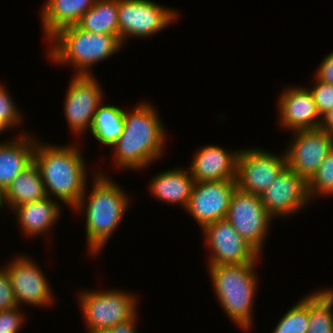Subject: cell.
<instances>
[{"label": "cell", "instance_id": "38", "mask_svg": "<svg viewBox=\"0 0 333 333\" xmlns=\"http://www.w3.org/2000/svg\"><path fill=\"white\" fill-rule=\"evenodd\" d=\"M0 200H5V195L3 190H0Z\"/></svg>", "mask_w": 333, "mask_h": 333}, {"label": "cell", "instance_id": "16", "mask_svg": "<svg viewBox=\"0 0 333 333\" xmlns=\"http://www.w3.org/2000/svg\"><path fill=\"white\" fill-rule=\"evenodd\" d=\"M279 95L276 106L280 127L291 132L319 129L321 115L308 85L287 86Z\"/></svg>", "mask_w": 333, "mask_h": 333}, {"label": "cell", "instance_id": "23", "mask_svg": "<svg viewBox=\"0 0 333 333\" xmlns=\"http://www.w3.org/2000/svg\"><path fill=\"white\" fill-rule=\"evenodd\" d=\"M104 103L98 106L89 133L100 145L111 148L123 133L125 108Z\"/></svg>", "mask_w": 333, "mask_h": 333}, {"label": "cell", "instance_id": "33", "mask_svg": "<svg viewBox=\"0 0 333 333\" xmlns=\"http://www.w3.org/2000/svg\"><path fill=\"white\" fill-rule=\"evenodd\" d=\"M139 313H137L132 319L124 322L117 324L116 326H113L112 328L108 329L109 333H139L138 331V320L139 318Z\"/></svg>", "mask_w": 333, "mask_h": 333}, {"label": "cell", "instance_id": "13", "mask_svg": "<svg viewBox=\"0 0 333 333\" xmlns=\"http://www.w3.org/2000/svg\"><path fill=\"white\" fill-rule=\"evenodd\" d=\"M291 135L284 150L287 167L308 182L333 150V136L321 129L299 130Z\"/></svg>", "mask_w": 333, "mask_h": 333}, {"label": "cell", "instance_id": "2", "mask_svg": "<svg viewBox=\"0 0 333 333\" xmlns=\"http://www.w3.org/2000/svg\"><path fill=\"white\" fill-rule=\"evenodd\" d=\"M101 171L94 170L91 191L86 185L79 203L72 209L75 214L84 215L87 251L93 258L101 255L132 205L125 189Z\"/></svg>", "mask_w": 333, "mask_h": 333}, {"label": "cell", "instance_id": "4", "mask_svg": "<svg viewBox=\"0 0 333 333\" xmlns=\"http://www.w3.org/2000/svg\"><path fill=\"white\" fill-rule=\"evenodd\" d=\"M47 44L46 58L59 67L71 65L74 75H94L95 65L124 48L116 35L91 33L78 25L59 30Z\"/></svg>", "mask_w": 333, "mask_h": 333}, {"label": "cell", "instance_id": "25", "mask_svg": "<svg viewBox=\"0 0 333 333\" xmlns=\"http://www.w3.org/2000/svg\"><path fill=\"white\" fill-rule=\"evenodd\" d=\"M309 327L307 333H333V289L308 293Z\"/></svg>", "mask_w": 333, "mask_h": 333}, {"label": "cell", "instance_id": "7", "mask_svg": "<svg viewBox=\"0 0 333 333\" xmlns=\"http://www.w3.org/2000/svg\"><path fill=\"white\" fill-rule=\"evenodd\" d=\"M119 39L123 46L129 38L147 39L179 21L182 16L153 0H118Z\"/></svg>", "mask_w": 333, "mask_h": 333}, {"label": "cell", "instance_id": "9", "mask_svg": "<svg viewBox=\"0 0 333 333\" xmlns=\"http://www.w3.org/2000/svg\"><path fill=\"white\" fill-rule=\"evenodd\" d=\"M70 78L63 109L71 135L78 141L84 133H89L94 114L106 96L95 74H72Z\"/></svg>", "mask_w": 333, "mask_h": 333}, {"label": "cell", "instance_id": "27", "mask_svg": "<svg viewBox=\"0 0 333 333\" xmlns=\"http://www.w3.org/2000/svg\"><path fill=\"white\" fill-rule=\"evenodd\" d=\"M307 192L311 203L314 198L333 196V150L307 182Z\"/></svg>", "mask_w": 333, "mask_h": 333}, {"label": "cell", "instance_id": "20", "mask_svg": "<svg viewBox=\"0 0 333 333\" xmlns=\"http://www.w3.org/2000/svg\"><path fill=\"white\" fill-rule=\"evenodd\" d=\"M173 168L160 171L150 179L149 194L160 202L178 205L185 210L195 182L189 168L181 166Z\"/></svg>", "mask_w": 333, "mask_h": 333}, {"label": "cell", "instance_id": "18", "mask_svg": "<svg viewBox=\"0 0 333 333\" xmlns=\"http://www.w3.org/2000/svg\"><path fill=\"white\" fill-rule=\"evenodd\" d=\"M62 204L59 201L45 197L44 199L28 202L16 206L10 214L13 213L21 233L25 238L44 237L52 232L59 217L62 216ZM62 210V211H61Z\"/></svg>", "mask_w": 333, "mask_h": 333}, {"label": "cell", "instance_id": "12", "mask_svg": "<svg viewBox=\"0 0 333 333\" xmlns=\"http://www.w3.org/2000/svg\"><path fill=\"white\" fill-rule=\"evenodd\" d=\"M287 167L285 152L276 154L263 148H241L237 158L236 187L261 195Z\"/></svg>", "mask_w": 333, "mask_h": 333}, {"label": "cell", "instance_id": "29", "mask_svg": "<svg viewBox=\"0 0 333 333\" xmlns=\"http://www.w3.org/2000/svg\"><path fill=\"white\" fill-rule=\"evenodd\" d=\"M312 86L308 87L311 91L317 110L322 116L328 110L333 109V85L318 80L313 75Z\"/></svg>", "mask_w": 333, "mask_h": 333}, {"label": "cell", "instance_id": "6", "mask_svg": "<svg viewBox=\"0 0 333 333\" xmlns=\"http://www.w3.org/2000/svg\"><path fill=\"white\" fill-rule=\"evenodd\" d=\"M77 294L85 329L108 330L132 319L139 311L140 298L129 290L88 288Z\"/></svg>", "mask_w": 333, "mask_h": 333}, {"label": "cell", "instance_id": "34", "mask_svg": "<svg viewBox=\"0 0 333 333\" xmlns=\"http://www.w3.org/2000/svg\"><path fill=\"white\" fill-rule=\"evenodd\" d=\"M319 129L333 136V109L328 110L321 116Z\"/></svg>", "mask_w": 333, "mask_h": 333}, {"label": "cell", "instance_id": "22", "mask_svg": "<svg viewBox=\"0 0 333 333\" xmlns=\"http://www.w3.org/2000/svg\"><path fill=\"white\" fill-rule=\"evenodd\" d=\"M6 208L11 212L16 206L48 197L38 167L34 162L17 175L4 192Z\"/></svg>", "mask_w": 333, "mask_h": 333}, {"label": "cell", "instance_id": "8", "mask_svg": "<svg viewBox=\"0 0 333 333\" xmlns=\"http://www.w3.org/2000/svg\"><path fill=\"white\" fill-rule=\"evenodd\" d=\"M14 256L3 267L10 277L18 307L30 305L33 308H49L54 305L55 294L49 278L38 266L39 262L23 253Z\"/></svg>", "mask_w": 333, "mask_h": 333}, {"label": "cell", "instance_id": "21", "mask_svg": "<svg viewBox=\"0 0 333 333\" xmlns=\"http://www.w3.org/2000/svg\"><path fill=\"white\" fill-rule=\"evenodd\" d=\"M96 0H46L42 4L40 23L44 40L48 41L59 30L77 25L81 17L94 6Z\"/></svg>", "mask_w": 333, "mask_h": 333}, {"label": "cell", "instance_id": "31", "mask_svg": "<svg viewBox=\"0 0 333 333\" xmlns=\"http://www.w3.org/2000/svg\"><path fill=\"white\" fill-rule=\"evenodd\" d=\"M18 307L11 285L10 277L3 265L0 266V311Z\"/></svg>", "mask_w": 333, "mask_h": 333}, {"label": "cell", "instance_id": "35", "mask_svg": "<svg viewBox=\"0 0 333 333\" xmlns=\"http://www.w3.org/2000/svg\"><path fill=\"white\" fill-rule=\"evenodd\" d=\"M87 333H109L108 330L86 329Z\"/></svg>", "mask_w": 333, "mask_h": 333}, {"label": "cell", "instance_id": "3", "mask_svg": "<svg viewBox=\"0 0 333 333\" xmlns=\"http://www.w3.org/2000/svg\"><path fill=\"white\" fill-rule=\"evenodd\" d=\"M44 142L36 140L33 162L39 169L48 197L72 210L83 196L88 176L92 175L88 173L83 150L78 141L65 145Z\"/></svg>", "mask_w": 333, "mask_h": 333}, {"label": "cell", "instance_id": "15", "mask_svg": "<svg viewBox=\"0 0 333 333\" xmlns=\"http://www.w3.org/2000/svg\"><path fill=\"white\" fill-rule=\"evenodd\" d=\"M236 180L195 182L186 211L202 229L226 219L230 199L236 190Z\"/></svg>", "mask_w": 333, "mask_h": 333}, {"label": "cell", "instance_id": "30", "mask_svg": "<svg viewBox=\"0 0 333 333\" xmlns=\"http://www.w3.org/2000/svg\"><path fill=\"white\" fill-rule=\"evenodd\" d=\"M16 307L11 310L0 311V333H20L27 318L25 310Z\"/></svg>", "mask_w": 333, "mask_h": 333}, {"label": "cell", "instance_id": "32", "mask_svg": "<svg viewBox=\"0 0 333 333\" xmlns=\"http://www.w3.org/2000/svg\"><path fill=\"white\" fill-rule=\"evenodd\" d=\"M314 73L318 80L333 85V51L323 58Z\"/></svg>", "mask_w": 333, "mask_h": 333}, {"label": "cell", "instance_id": "11", "mask_svg": "<svg viewBox=\"0 0 333 333\" xmlns=\"http://www.w3.org/2000/svg\"><path fill=\"white\" fill-rule=\"evenodd\" d=\"M226 219L238 234L261 255L270 235L271 222L275 220L263 206L260 195L236 188L231 196Z\"/></svg>", "mask_w": 333, "mask_h": 333}, {"label": "cell", "instance_id": "37", "mask_svg": "<svg viewBox=\"0 0 333 333\" xmlns=\"http://www.w3.org/2000/svg\"><path fill=\"white\" fill-rule=\"evenodd\" d=\"M6 206L5 200H0V210H3V208ZM2 208V209H1ZM1 212V211H0ZM1 214V213H0Z\"/></svg>", "mask_w": 333, "mask_h": 333}, {"label": "cell", "instance_id": "10", "mask_svg": "<svg viewBox=\"0 0 333 333\" xmlns=\"http://www.w3.org/2000/svg\"><path fill=\"white\" fill-rule=\"evenodd\" d=\"M208 258L207 266L258 264L261 255L244 240L227 220H218L202 229Z\"/></svg>", "mask_w": 333, "mask_h": 333}, {"label": "cell", "instance_id": "24", "mask_svg": "<svg viewBox=\"0 0 333 333\" xmlns=\"http://www.w3.org/2000/svg\"><path fill=\"white\" fill-rule=\"evenodd\" d=\"M118 6V0H96L77 25L91 33L116 35L119 38Z\"/></svg>", "mask_w": 333, "mask_h": 333}, {"label": "cell", "instance_id": "28", "mask_svg": "<svg viewBox=\"0 0 333 333\" xmlns=\"http://www.w3.org/2000/svg\"><path fill=\"white\" fill-rule=\"evenodd\" d=\"M8 91L6 84L0 82V124L10 131L9 129L17 130L23 127L21 124H24V113L18 108L15 99Z\"/></svg>", "mask_w": 333, "mask_h": 333}, {"label": "cell", "instance_id": "19", "mask_svg": "<svg viewBox=\"0 0 333 333\" xmlns=\"http://www.w3.org/2000/svg\"><path fill=\"white\" fill-rule=\"evenodd\" d=\"M26 131L20 129L16 136L0 143V190L4 192L17 175L33 163L38 138Z\"/></svg>", "mask_w": 333, "mask_h": 333}, {"label": "cell", "instance_id": "5", "mask_svg": "<svg viewBox=\"0 0 333 333\" xmlns=\"http://www.w3.org/2000/svg\"><path fill=\"white\" fill-rule=\"evenodd\" d=\"M258 264L207 266L212 288L223 313L240 331L247 332L254 324V305L257 296Z\"/></svg>", "mask_w": 333, "mask_h": 333}, {"label": "cell", "instance_id": "36", "mask_svg": "<svg viewBox=\"0 0 333 333\" xmlns=\"http://www.w3.org/2000/svg\"><path fill=\"white\" fill-rule=\"evenodd\" d=\"M7 130L0 124V134H4ZM6 140H0V143L5 142Z\"/></svg>", "mask_w": 333, "mask_h": 333}, {"label": "cell", "instance_id": "17", "mask_svg": "<svg viewBox=\"0 0 333 333\" xmlns=\"http://www.w3.org/2000/svg\"><path fill=\"white\" fill-rule=\"evenodd\" d=\"M199 148L192 155L188 167L194 182L236 179L237 158L241 148L228 150L212 143Z\"/></svg>", "mask_w": 333, "mask_h": 333}, {"label": "cell", "instance_id": "14", "mask_svg": "<svg viewBox=\"0 0 333 333\" xmlns=\"http://www.w3.org/2000/svg\"><path fill=\"white\" fill-rule=\"evenodd\" d=\"M260 199L275 220L300 214L301 210L312 204L307 182L288 167L264 190Z\"/></svg>", "mask_w": 333, "mask_h": 333}, {"label": "cell", "instance_id": "1", "mask_svg": "<svg viewBox=\"0 0 333 333\" xmlns=\"http://www.w3.org/2000/svg\"><path fill=\"white\" fill-rule=\"evenodd\" d=\"M135 105L131 111L125 109L123 133L111 147L112 163L119 171L148 169L167 148V130L159 110L146 100Z\"/></svg>", "mask_w": 333, "mask_h": 333}, {"label": "cell", "instance_id": "26", "mask_svg": "<svg viewBox=\"0 0 333 333\" xmlns=\"http://www.w3.org/2000/svg\"><path fill=\"white\" fill-rule=\"evenodd\" d=\"M290 307L276 323L271 333H307L309 327L308 294Z\"/></svg>", "mask_w": 333, "mask_h": 333}]
</instances>
